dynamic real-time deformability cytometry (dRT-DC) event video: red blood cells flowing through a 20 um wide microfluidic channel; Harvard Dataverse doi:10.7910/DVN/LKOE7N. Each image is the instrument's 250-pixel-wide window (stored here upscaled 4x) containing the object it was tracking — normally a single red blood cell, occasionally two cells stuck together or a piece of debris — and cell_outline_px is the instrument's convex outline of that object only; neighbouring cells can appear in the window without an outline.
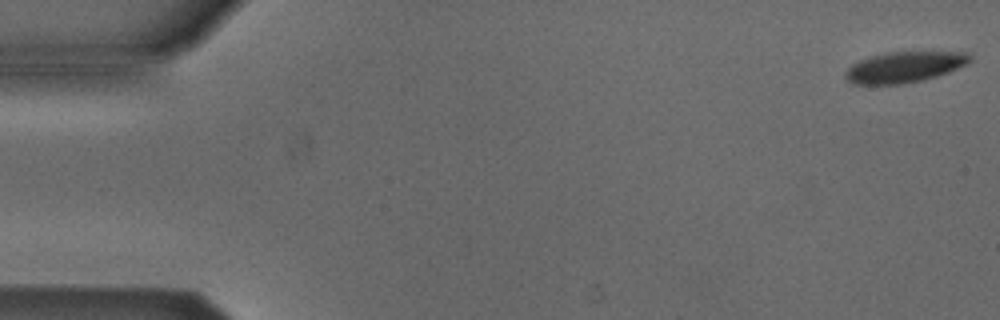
{"species": "Egyptian fruit bat (a non-hibernating species)", "species_latin": "Rousettus aegyptiacus", "temperature_condition": "cold", "stored_images_in_passage": 4, "camera_frame_rate_fps": 3000, "um_per_image_px": 0.085, "animal": {"sex": "male"}, "frame": {"image": 1, "passage_image": 1, "time_ms": 0.0, "image_size_px": [1000, 320], "cell_outline_px": [[972, 60], [968, 64], [948, 72], [924, 80], [904, 84], [852, 84], [844, 76], [844, 72], [852, 64], [868, 56], [884, 52], [968, 52], [972, 56]], "centroid_in_image_um": [76.87, 5.7], "position_along_channel_um": 8.1, "area_um2": 22.6}}
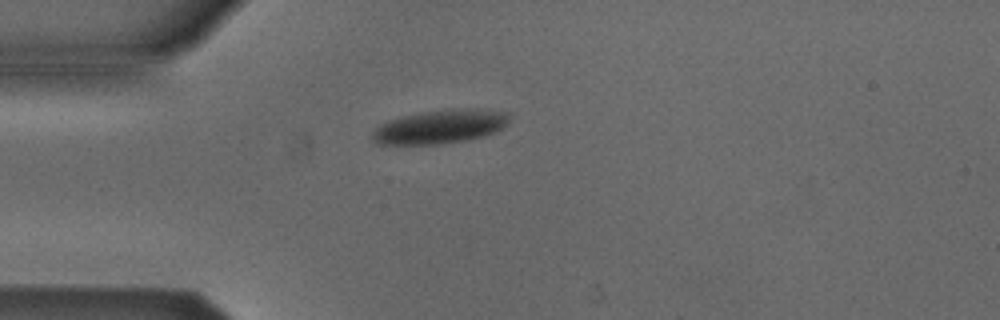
{"frame": {"image": 2, "passage_image": 4, "time_ms": 1.0, "image_size_px": [1000, 320], "cell_outline_px": [[512, 116], [508, 124], [496, 132], [484, 136], [468, 140], [440, 144], [376, 144], [372, 140], [372, 132], [380, 124], [388, 120], [404, 116], [424, 112], [448, 108], [480, 108], [508, 112]], "centroid_in_image_um": [37.48, 10.75], "position_along_channel_um": 47.5, "area_um2": 27.4}}